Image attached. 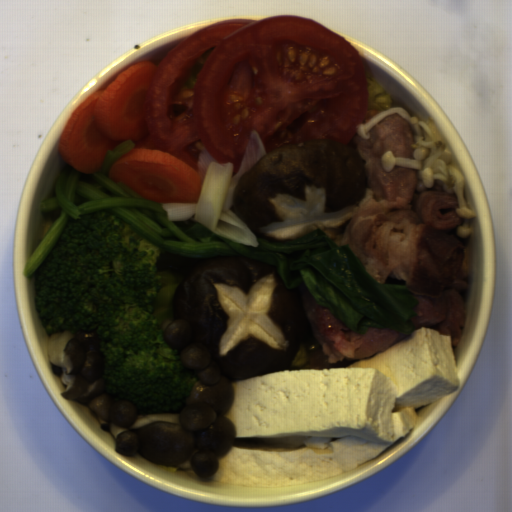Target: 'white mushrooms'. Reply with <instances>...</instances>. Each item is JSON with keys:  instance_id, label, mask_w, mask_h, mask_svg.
<instances>
[{"instance_id": "white-mushrooms-1", "label": "white mushrooms", "mask_w": 512, "mask_h": 512, "mask_svg": "<svg viewBox=\"0 0 512 512\" xmlns=\"http://www.w3.org/2000/svg\"><path fill=\"white\" fill-rule=\"evenodd\" d=\"M161 333L185 370L198 379L178 411L138 413L133 401L113 403L104 389L106 359L99 353L95 331L65 329L48 335L47 364L65 388L60 397L95 415L100 429L114 440L115 454L140 456L152 465L207 480L236 440L237 425L225 415L234 403V381L222 375L212 349L197 344L180 318H164Z\"/></svg>"}]
</instances>
